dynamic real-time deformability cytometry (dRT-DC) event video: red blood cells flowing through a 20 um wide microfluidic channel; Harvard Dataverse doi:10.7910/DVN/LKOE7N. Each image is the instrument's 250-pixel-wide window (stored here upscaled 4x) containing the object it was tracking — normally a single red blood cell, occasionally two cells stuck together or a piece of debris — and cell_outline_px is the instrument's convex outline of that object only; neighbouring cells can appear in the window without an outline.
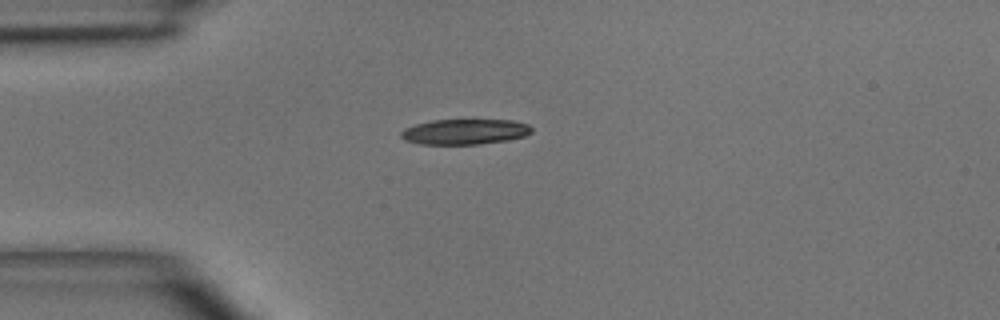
{"species": "common noctule bat (a hibernating species)", "species_latin": "Nyctalus noctula", "temperature_condition": "room temperature", "stored_images_in_passage": 2, "camera_frame_rate_fps": 3000, "um_per_image_px": 0.085, "animal": {"sex": "male", "body_mass_g": 15.6}, "frame": {"image": 1, "passage_image": 1, "time_ms": 0.0, "image_size_px": [1000, 320], "cell_outline_px": [[532, 132], [524, 136], [508, 140], [480, 144], [420, 144], [404, 140], [400, 136], [400, 132], [404, 128], [416, 124], [432, 120], [512, 120], [528, 124], [532, 128]], "centroid_in_image_um": [39.5, 11.2], "position_along_channel_um": 45.5, "area_um2": 19.36}}